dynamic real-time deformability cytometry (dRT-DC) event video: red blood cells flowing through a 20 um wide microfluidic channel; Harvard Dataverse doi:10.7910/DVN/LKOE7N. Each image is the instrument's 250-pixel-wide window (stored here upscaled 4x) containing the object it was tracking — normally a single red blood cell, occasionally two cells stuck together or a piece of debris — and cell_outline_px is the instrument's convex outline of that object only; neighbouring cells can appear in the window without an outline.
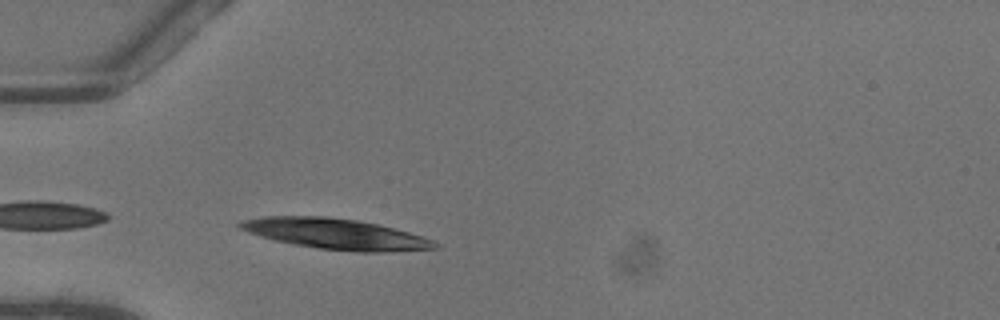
{"species": "common noctule bat (a hibernating species)", "species_latin": "Nyctalus noctula", "temperature_condition": "warm", "stored_images_in_passage": 31, "camera_frame_rate_fps": 3000, "um_per_image_px": 0.085, "animal": {"sex": "female"}, "frame": {"image": 1, "passage_image": 1, "time_ms": 0.0, "image_size_px": [1000, 320], "cell_outline_px": [[440, 248], [384, 252], [356, 252], [316, 248], [292, 244], [260, 236], [248, 232], [240, 228], [236, 224], [244, 220], [264, 216], [324, 216], [356, 220], [376, 224], [408, 232], [436, 240], [440, 244]], "centroid_in_image_um": [28.57, 19.89], "position_along_channel_um": 56.4, "area_um2": 34.74}}